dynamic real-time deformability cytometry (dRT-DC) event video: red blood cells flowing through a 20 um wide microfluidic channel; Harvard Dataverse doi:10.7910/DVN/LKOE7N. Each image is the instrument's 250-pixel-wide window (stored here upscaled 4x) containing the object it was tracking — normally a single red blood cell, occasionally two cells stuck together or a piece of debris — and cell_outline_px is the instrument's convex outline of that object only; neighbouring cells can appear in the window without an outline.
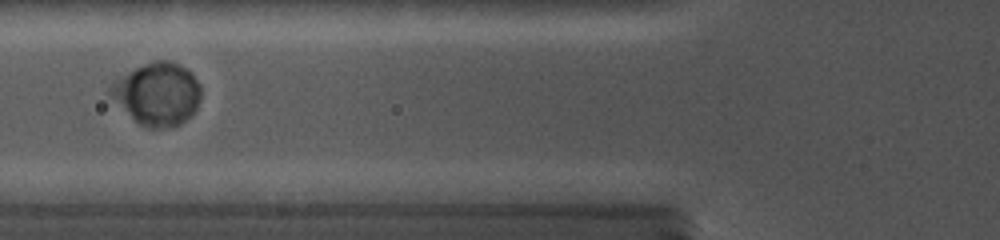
{"species": "common noctule bat (a hibernating species)", "species_latin": "Nyctalus noctula", "temperature_condition": "cold", "stored_images_in_passage": 12, "camera_frame_rate_fps": 5000, "um_per_image_px": 0.085, "animal": {"sex": "female", "body_mass_g": 19.0, "forearm_length_mm": 56.7}, "frame": {"image": 1, "passage_image": 7, "time_ms": 6.8, "image_size_px": [1000, 240], "cell_outline_px": [[200, 96], [196, 108], [180, 124], [160, 128], [148, 128], [140, 124], [132, 116], [112, 88], [112, 84], [136, 68], [144, 64], [156, 60], [168, 60], [180, 64], [188, 68], [192, 72], [200, 84]], "centroid_in_image_um": [13.53, 7.94], "position_along_channel_um": 112.3, "area_um2": 31.33}}